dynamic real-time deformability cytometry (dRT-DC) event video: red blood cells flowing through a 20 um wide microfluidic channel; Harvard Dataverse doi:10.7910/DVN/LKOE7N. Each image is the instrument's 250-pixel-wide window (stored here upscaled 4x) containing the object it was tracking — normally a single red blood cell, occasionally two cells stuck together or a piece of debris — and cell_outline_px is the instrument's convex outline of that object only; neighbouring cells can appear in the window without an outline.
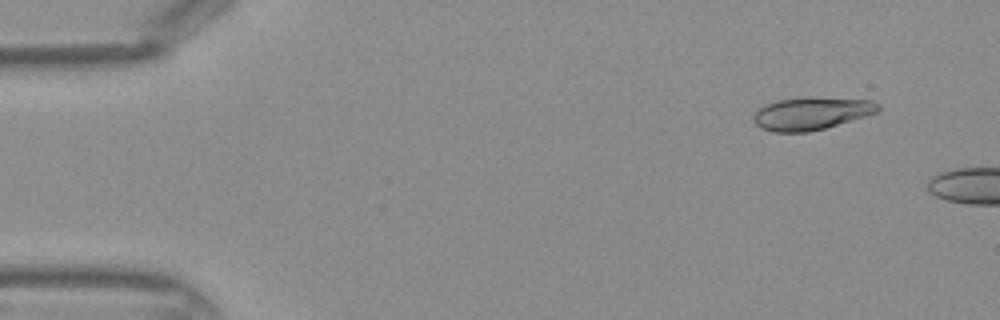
{"species": "Egyptian fruit bat (a non-hibernating species)", "species_latin": "Rousettus aegyptiacus", "temperature_condition": "warm", "stored_images_in_passage": 7, "camera_frame_rate_fps": 3000, "um_per_image_px": 0.085, "frame": {"image": 1, "passage_image": 4, "time_ms": 1.0, "image_size_px": [1000, 320], "cell_outline_px": [[880, 112], [824, 128], [808, 132], [772, 132], [760, 128], [752, 120], [752, 116], [760, 108], [768, 104], [780, 100], [872, 100], [880, 104]], "centroid_in_image_um": [68.95, 9.71], "position_along_channel_um": 16.0, "area_um2": 22.54}}